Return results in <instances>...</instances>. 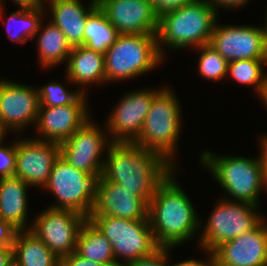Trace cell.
Segmentation results:
<instances>
[{
    "label": "cell",
    "mask_w": 267,
    "mask_h": 266,
    "mask_svg": "<svg viewBox=\"0 0 267 266\" xmlns=\"http://www.w3.org/2000/svg\"><path fill=\"white\" fill-rule=\"evenodd\" d=\"M106 152L101 177L123 186L147 204L176 169L162 155L134 142H112Z\"/></svg>",
    "instance_id": "cell-1"
},
{
    "label": "cell",
    "mask_w": 267,
    "mask_h": 266,
    "mask_svg": "<svg viewBox=\"0 0 267 266\" xmlns=\"http://www.w3.org/2000/svg\"><path fill=\"white\" fill-rule=\"evenodd\" d=\"M175 174L176 169L158 186L148 203L149 224L161 248L184 244L200 231V218Z\"/></svg>",
    "instance_id": "cell-2"
},
{
    "label": "cell",
    "mask_w": 267,
    "mask_h": 266,
    "mask_svg": "<svg viewBox=\"0 0 267 266\" xmlns=\"http://www.w3.org/2000/svg\"><path fill=\"white\" fill-rule=\"evenodd\" d=\"M218 11L209 0H193L185 6L161 14L157 43L163 58L165 46L172 50H182L209 44L218 20Z\"/></svg>",
    "instance_id": "cell-3"
},
{
    "label": "cell",
    "mask_w": 267,
    "mask_h": 266,
    "mask_svg": "<svg viewBox=\"0 0 267 266\" xmlns=\"http://www.w3.org/2000/svg\"><path fill=\"white\" fill-rule=\"evenodd\" d=\"M201 165L227 193V200L246 202L258 206L260 193L264 190V171L260 156H217L211 151L200 154Z\"/></svg>",
    "instance_id": "cell-4"
},
{
    "label": "cell",
    "mask_w": 267,
    "mask_h": 266,
    "mask_svg": "<svg viewBox=\"0 0 267 266\" xmlns=\"http://www.w3.org/2000/svg\"><path fill=\"white\" fill-rule=\"evenodd\" d=\"M181 104L173 89H163L153 98L136 145L162 155L176 169L173 158L181 134Z\"/></svg>",
    "instance_id": "cell-5"
},
{
    "label": "cell",
    "mask_w": 267,
    "mask_h": 266,
    "mask_svg": "<svg viewBox=\"0 0 267 266\" xmlns=\"http://www.w3.org/2000/svg\"><path fill=\"white\" fill-rule=\"evenodd\" d=\"M157 34H120L104 53L106 83L130 80L159 67Z\"/></svg>",
    "instance_id": "cell-6"
},
{
    "label": "cell",
    "mask_w": 267,
    "mask_h": 266,
    "mask_svg": "<svg viewBox=\"0 0 267 266\" xmlns=\"http://www.w3.org/2000/svg\"><path fill=\"white\" fill-rule=\"evenodd\" d=\"M88 219L110 242L117 266L151 256L161 248L156 243L149 220L112 216H89Z\"/></svg>",
    "instance_id": "cell-7"
},
{
    "label": "cell",
    "mask_w": 267,
    "mask_h": 266,
    "mask_svg": "<svg viewBox=\"0 0 267 266\" xmlns=\"http://www.w3.org/2000/svg\"><path fill=\"white\" fill-rule=\"evenodd\" d=\"M101 175L76 169L59 155L43 187L56 199V203L48 207L73 210L88 218L97 198Z\"/></svg>",
    "instance_id": "cell-8"
},
{
    "label": "cell",
    "mask_w": 267,
    "mask_h": 266,
    "mask_svg": "<svg viewBox=\"0 0 267 266\" xmlns=\"http://www.w3.org/2000/svg\"><path fill=\"white\" fill-rule=\"evenodd\" d=\"M258 206L246 202L220 198L203 226L200 217L199 245L213 251L222 243L235 239L248 231L254 230L265 218Z\"/></svg>",
    "instance_id": "cell-9"
},
{
    "label": "cell",
    "mask_w": 267,
    "mask_h": 266,
    "mask_svg": "<svg viewBox=\"0 0 267 266\" xmlns=\"http://www.w3.org/2000/svg\"><path fill=\"white\" fill-rule=\"evenodd\" d=\"M31 222V231L59 258L76 250L84 215L68 209L48 207Z\"/></svg>",
    "instance_id": "cell-10"
},
{
    "label": "cell",
    "mask_w": 267,
    "mask_h": 266,
    "mask_svg": "<svg viewBox=\"0 0 267 266\" xmlns=\"http://www.w3.org/2000/svg\"><path fill=\"white\" fill-rule=\"evenodd\" d=\"M90 120L59 144L60 156L76 169L89 174H102L105 160L102 155L112 142L106 128L102 130Z\"/></svg>",
    "instance_id": "cell-11"
},
{
    "label": "cell",
    "mask_w": 267,
    "mask_h": 266,
    "mask_svg": "<svg viewBox=\"0 0 267 266\" xmlns=\"http://www.w3.org/2000/svg\"><path fill=\"white\" fill-rule=\"evenodd\" d=\"M141 89L124 94L105 121L111 142H135L138 138L153 98L162 90Z\"/></svg>",
    "instance_id": "cell-12"
},
{
    "label": "cell",
    "mask_w": 267,
    "mask_h": 266,
    "mask_svg": "<svg viewBox=\"0 0 267 266\" xmlns=\"http://www.w3.org/2000/svg\"><path fill=\"white\" fill-rule=\"evenodd\" d=\"M210 45L228 62L245 59H267V36L264 27L254 25H218Z\"/></svg>",
    "instance_id": "cell-13"
},
{
    "label": "cell",
    "mask_w": 267,
    "mask_h": 266,
    "mask_svg": "<svg viewBox=\"0 0 267 266\" xmlns=\"http://www.w3.org/2000/svg\"><path fill=\"white\" fill-rule=\"evenodd\" d=\"M39 106L37 88L0 78V125L7 133L22 134L27 126H35Z\"/></svg>",
    "instance_id": "cell-14"
},
{
    "label": "cell",
    "mask_w": 267,
    "mask_h": 266,
    "mask_svg": "<svg viewBox=\"0 0 267 266\" xmlns=\"http://www.w3.org/2000/svg\"><path fill=\"white\" fill-rule=\"evenodd\" d=\"M16 170L30 187H44L48 182L54 161L60 155L58 143L36 138L16 139Z\"/></svg>",
    "instance_id": "cell-15"
},
{
    "label": "cell",
    "mask_w": 267,
    "mask_h": 266,
    "mask_svg": "<svg viewBox=\"0 0 267 266\" xmlns=\"http://www.w3.org/2000/svg\"><path fill=\"white\" fill-rule=\"evenodd\" d=\"M86 95L83 93L73 104L39 107L35 125L38 138L35 136L33 138L58 144L66 141L91 118L90 111H88V96Z\"/></svg>",
    "instance_id": "cell-16"
},
{
    "label": "cell",
    "mask_w": 267,
    "mask_h": 266,
    "mask_svg": "<svg viewBox=\"0 0 267 266\" xmlns=\"http://www.w3.org/2000/svg\"><path fill=\"white\" fill-rule=\"evenodd\" d=\"M119 34H157L159 16L150 0H97Z\"/></svg>",
    "instance_id": "cell-17"
},
{
    "label": "cell",
    "mask_w": 267,
    "mask_h": 266,
    "mask_svg": "<svg viewBox=\"0 0 267 266\" xmlns=\"http://www.w3.org/2000/svg\"><path fill=\"white\" fill-rule=\"evenodd\" d=\"M214 266H267V218L213 251Z\"/></svg>",
    "instance_id": "cell-18"
},
{
    "label": "cell",
    "mask_w": 267,
    "mask_h": 266,
    "mask_svg": "<svg viewBox=\"0 0 267 266\" xmlns=\"http://www.w3.org/2000/svg\"><path fill=\"white\" fill-rule=\"evenodd\" d=\"M90 216H112L129 220H148V204L116 183L100 177L97 198Z\"/></svg>",
    "instance_id": "cell-19"
},
{
    "label": "cell",
    "mask_w": 267,
    "mask_h": 266,
    "mask_svg": "<svg viewBox=\"0 0 267 266\" xmlns=\"http://www.w3.org/2000/svg\"><path fill=\"white\" fill-rule=\"evenodd\" d=\"M46 3L51 11L50 21L63 32L71 47L84 45L86 20L98 8L97 0H89L87 7L81 0H47Z\"/></svg>",
    "instance_id": "cell-20"
},
{
    "label": "cell",
    "mask_w": 267,
    "mask_h": 266,
    "mask_svg": "<svg viewBox=\"0 0 267 266\" xmlns=\"http://www.w3.org/2000/svg\"><path fill=\"white\" fill-rule=\"evenodd\" d=\"M66 64L65 78L69 84L78 86L82 93L86 94L89 89L85 88L90 84H106L104 54L84 45L75 46L72 47Z\"/></svg>",
    "instance_id": "cell-21"
},
{
    "label": "cell",
    "mask_w": 267,
    "mask_h": 266,
    "mask_svg": "<svg viewBox=\"0 0 267 266\" xmlns=\"http://www.w3.org/2000/svg\"><path fill=\"white\" fill-rule=\"evenodd\" d=\"M29 185L20 177L0 178V220L10 222L18 230H30L27 226Z\"/></svg>",
    "instance_id": "cell-22"
},
{
    "label": "cell",
    "mask_w": 267,
    "mask_h": 266,
    "mask_svg": "<svg viewBox=\"0 0 267 266\" xmlns=\"http://www.w3.org/2000/svg\"><path fill=\"white\" fill-rule=\"evenodd\" d=\"M13 266H60V259L31 230H18Z\"/></svg>",
    "instance_id": "cell-23"
},
{
    "label": "cell",
    "mask_w": 267,
    "mask_h": 266,
    "mask_svg": "<svg viewBox=\"0 0 267 266\" xmlns=\"http://www.w3.org/2000/svg\"><path fill=\"white\" fill-rule=\"evenodd\" d=\"M37 35L38 60L44 70L67 61L72 47L55 24L49 21L47 25H44L41 22L35 37Z\"/></svg>",
    "instance_id": "cell-24"
},
{
    "label": "cell",
    "mask_w": 267,
    "mask_h": 266,
    "mask_svg": "<svg viewBox=\"0 0 267 266\" xmlns=\"http://www.w3.org/2000/svg\"><path fill=\"white\" fill-rule=\"evenodd\" d=\"M75 253L104 265H117L110 242L87 218L78 234Z\"/></svg>",
    "instance_id": "cell-25"
},
{
    "label": "cell",
    "mask_w": 267,
    "mask_h": 266,
    "mask_svg": "<svg viewBox=\"0 0 267 266\" xmlns=\"http://www.w3.org/2000/svg\"><path fill=\"white\" fill-rule=\"evenodd\" d=\"M99 7L87 18L84 31V46L104 54L119 36Z\"/></svg>",
    "instance_id": "cell-26"
},
{
    "label": "cell",
    "mask_w": 267,
    "mask_h": 266,
    "mask_svg": "<svg viewBox=\"0 0 267 266\" xmlns=\"http://www.w3.org/2000/svg\"><path fill=\"white\" fill-rule=\"evenodd\" d=\"M47 9L13 11L4 20L6 32L13 42L26 43L34 39ZM6 21V22H5Z\"/></svg>",
    "instance_id": "cell-27"
},
{
    "label": "cell",
    "mask_w": 267,
    "mask_h": 266,
    "mask_svg": "<svg viewBox=\"0 0 267 266\" xmlns=\"http://www.w3.org/2000/svg\"><path fill=\"white\" fill-rule=\"evenodd\" d=\"M267 67V59H245L228 62L227 75L230 74L234 81L242 85L254 87L257 95L260 94L267 80V72L263 66Z\"/></svg>",
    "instance_id": "cell-28"
},
{
    "label": "cell",
    "mask_w": 267,
    "mask_h": 266,
    "mask_svg": "<svg viewBox=\"0 0 267 266\" xmlns=\"http://www.w3.org/2000/svg\"><path fill=\"white\" fill-rule=\"evenodd\" d=\"M195 50L201 53L197 62L199 75L216 82L223 80L227 76L228 61L212 45H202L195 48Z\"/></svg>",
    "instance_id": "cell-29"
},
{
    "label": "cell",
    "mask_w": 267,
    "mask_h": 266,
    "mask_svg": "<svg viewBox=\"0 0 267 266\" xmlns=\"http://www.w3.org/2000/svg\"><path fill=\"white\" fill-rule=\"evenodd\" d=\"M63 83L53 81L38 87L39 107H57L73 104L83 93L80 89H66Z\"/></svg>",
    "instance_id": "cell-30"
},
{
    "label": "cell",
    "mask_w": 267,
    "mask_h": 266,
    "mask_svg": "<svg viewBox=\"0 0 267 266\" xmlns=\"http://www.w3.org/2000/svg\"><path fill=\"white\" fill-rule=\"evenodd\" d=\"M0 143V178L14 176L16 170V141L4 146Z\"/></svg>",
    "instance_id": "cell-31"
},
{
    "label": "cell",
    "mask_w": 267,
    "mask_h": 266,
    "mask_svg": "<svg viewBox=\"0 0 267 266\" xmlns=\"http://www.w3.org/2000/svg\"><path fill=\"white\" fill-rule=\"evenodd\" d=\"M171 250L172 248H160L153 255L130 262L125 266H172L167 262Z\"/></svg>",
    "instance_id": "cell-32"
},
{
    "label": "cell",
    "mask_w": 267,
    "mask_h": 266,
    "mask_svg": "<svg viewBox=\"0 0 267 266\" xmlns=\"http://www.w3.org/2000/svg\"><path fill=\"white\" fill-rule=\"evenodd\" d=\"M156 14L160 16L164 12L180 8L193 0H150Z\"/></svg>",
    "instance_id": "cell-33"
},
{
    "label": "cell",
    "mask_w": 267,
    "mask_h": 266,
    "mask_svg": "<svg viewBox=\"0 0 267 266\" xmlns=\"http://www.w3.org/2000/svg\"><path fill=\"white\" fill-rule=\"evenodd\" d=\"M18 229L10 222L0 220V246L12 247Z\"/></svg>",
    "instance_id": "cell-34"
},
{
    "label": "cell",
    "mask_w": 267,
    "mask_h": 266,
    "mask_svg": "<svg viewBox=\"0 0 267 266\" xmlns=\"http://www.w3.org/2000/svg\"><path fill=\"white\" fill-rule=\"evenodd\" d=\"M60 266H117V265H104L101 263L93 262L84 259L77 255L75 252L60 259Z\"/></svg>",
    "instance_id": "cell-35"
},
{
    "label": "cell",
    "mask_w": 267,
    "mask_h": 266,
    "mask_svg": "<svg viewBox=\"0 0 267 266\" xmlns=\"http://www.w3.org/2000/svg\"><path fill=\"white\" fill-rule=\"evenodd\" d=\"M3 1L0 0V17L3 18ZM16 5H18L19 9L24 10H38V9H46L47 0H12Z\"/></svg>",
    "instance_id": "cell-36"
},
{
    "label": "cell",
    "mask_w": 267,
    "mask_h": 266,
    "mask_svg": "<svg viewBox=\"0 0 267 266\" xmlns=\"http://www.w3.org/2000/svg\"><path fill=\"white\" fill-rule=\"evenodd\" d=\"M202 251L207 252L208 258L206 260H195V259H188V260H182L181 262L178 263H173L172 266H214V256L213 252L200 248Z\"/></svg>",
    "instance_id": "cell-37"
},
{
    "label": "cell",
    "mask_w": 267,
    "mask_h": 266,
    "mask_svg": "<svg viewBox=\"0 0 267 266\" xmlns=\"http://www.w3.org/2000/svg\"><path fill=\"white\" fill-rule=\"evenodd\" d=\"M217 9L226 8V9H237L239 7H244L247 5L250 0H209Z\"/></svg>",
    "instance_id": "cell-38"
},
{
    "label": "cell",
    "mask_w": 267,
    "mask_h": 266,
    "mask_svg": "<svg viewBox=\"0 0 267 266\" xmlns=\"http://www.w3.org/2000/svg\"><path fill=\"white\" fill-rule=\"evenodd\" d=\"M0 266H13L12 247L0 246Z\"/></svg>",
    "instance_id": "cell-39"
},
{
    "label": "cell",
    "mask_w": 267,
    "mask_h": 266,
    "mask_svg": "<svg viewBox=\"0 0 267 266\" xmlns=\"http://www.w3.org/2000/svg\"><path fill=\"white\" fill-rule=\"evenodd\" d=\"M260 158L262 162V168L264 171V174H267V136L263 135V137L260 138Z\"/></svg>",
    "instance_id": "cell-40"
},
{
    "label": "cell",
    "mask_w": 267,
    "mask_h": 266,
    "mask_svg": "<svg viewBox=\"0 0 267 266\" xmlns=\"http://www.w3.org/2000/svg\"><path fill=\"white\" fill-rule=\"evenodd\" d=\"M259 99L263 101L264 107L267 108V80L266 83L264 84L262 90L260 91V94L258 95Z\"/></svg>",
    "instance_id": "cell-41"
},
{
    "label": "cell",
    "mask_w": 267,
    "mask_h": 266,
    "mask_svg": "<svg viewBox=\"0 0 267 266\" xmlns=\"http://www.w3.org/2000/svg\"><path fill=\"white\" fill-rule=\"evenodd\" d=\"M7 135V132L4 128L0 125V143L4 141V137Z\"/></svg>",
    "instance_id": "cell-42"
},
{
    "label": "cell",
    "mask_w": 267,
    "mask_h": 266,
    "mask_svg": "<svg viewBox=\"0 0 267 266\" xmlns=\"http://www.w3.org/2000/svg\"><path fill=\"white\" fill-rule=\"evenodd\" d=\"M264 191L267 193V174H264Z\"/></svg>",
    "instance_id": "cell-43"
},
{
    "label": "cell",
    "mask_w": 267,
    "mask_h": 266,
    "mask_svg": "<svg viewBox=\"0 0 267 266\" xmlns=\"http://www.w3.org/2000/svg\"><path fill=\"white\" fill-rule=\"evenodd\" d=\"M263 27H264V30H265L266 36H267V11H266V16H265V25Z\"/></svg>",
    "instance_id": "cell-44"
}]
</instances>
